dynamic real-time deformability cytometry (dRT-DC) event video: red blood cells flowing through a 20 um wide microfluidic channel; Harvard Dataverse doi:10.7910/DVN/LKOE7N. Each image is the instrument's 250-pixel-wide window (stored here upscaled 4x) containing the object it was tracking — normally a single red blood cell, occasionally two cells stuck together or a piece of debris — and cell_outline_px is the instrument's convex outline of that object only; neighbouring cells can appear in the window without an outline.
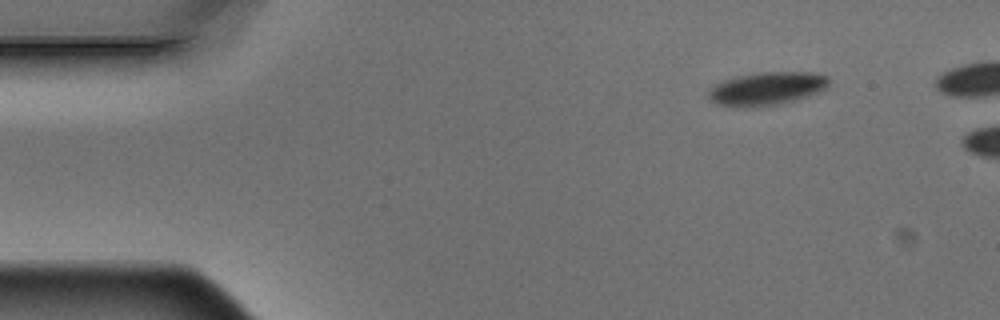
{"species": "Egyptian fruit bat (a non-hibernating species)", "species_latin": "Rousettus aegyptiacus", "temperature_condition": "warm", "stored_images_in_passage": 2, "camera_frame_rate_fps": 3000, "um_per_image_px": 0.085, "animal": {"sex": "male"}, "frame": {"image": 1, "passage_image": 1, "time_ms": 0.0, "image_size_px": [1000, 320], "cell_outline_px": [[828, 84], [824, 88], [808, 96], [796, 100], [776, 104], [752, 108], [736, 108], [716, 104], [708, 100], [708, 92], [716, 84], [724, 80], [736, 76], [760, 72], [812, 72], [828, 76]], "centroid_in_image_um": [65.12, 7.55], "position_along_channel_um": 19.9, "area_um2": 23.41}}